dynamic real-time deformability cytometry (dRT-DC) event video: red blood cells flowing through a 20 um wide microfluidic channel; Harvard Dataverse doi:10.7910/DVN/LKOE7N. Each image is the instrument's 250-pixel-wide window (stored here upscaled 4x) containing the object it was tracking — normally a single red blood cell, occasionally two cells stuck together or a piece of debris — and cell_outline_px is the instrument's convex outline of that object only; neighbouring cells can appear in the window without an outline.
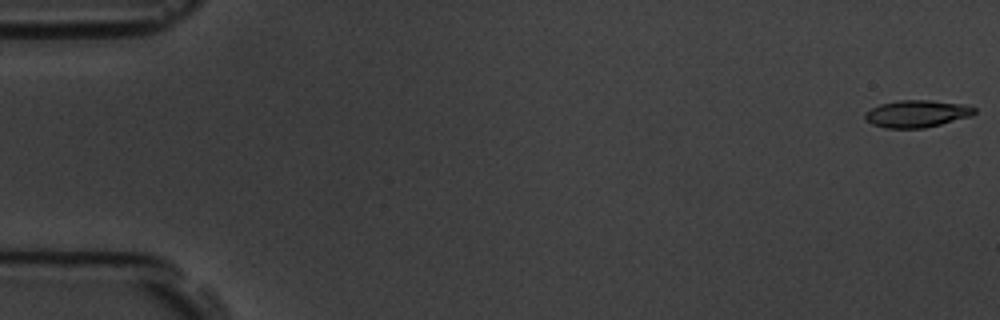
{"species": "common noctule bat (a hibernating species)", "species_latin": "Nyctalus noctula", "temperature_condition": "room temperature", "stored_images_in_passage": 6, "camera_frame_rate_fps": 3000, "um_per_image_px": 0.085, "animal": {"sex": "male", "body_mass_g": 19.5, "forearm_length_mm": 54.6}, "frame": {"image": 1, "passage_image": 1, "time_ms": 0.0, "image_size_px": [1000, 320], "cell_outline_px": [[976, 112], [972, 116], [924, 128], [884, 128], [872, 124], [864, 120], [864, 112], [880, 104], [896, 100], [928, 100], [964, 104], [976, 108]], "centroid_in_image_um": [77.91, 9.66], "position_along_channel_um": 7.1, "area_um2": 17.46}}
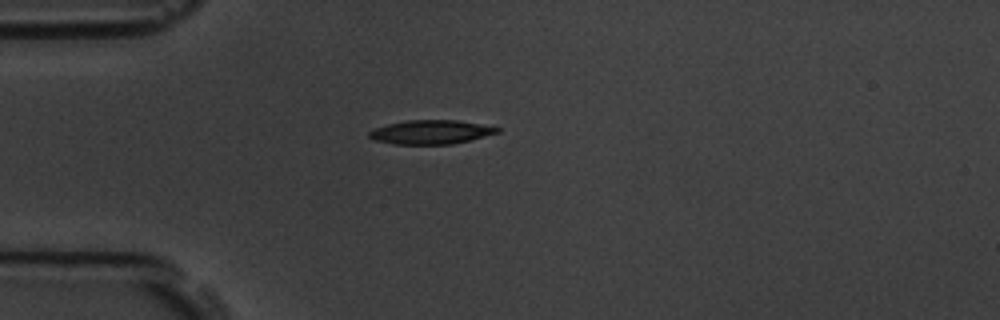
{"frame": {"image": 2, "passage_image": 5, "time_ms": 4.667, "image_size_px": [1000, 320], "cell_outline_px": [[500, 132], [452, 144], [392, 144], [372, 140], [368, 136], [368, 132], [376, 128], [388, 124], [408, 120], [456, 120], [480, 124], [500, 128]], "centroid_in_image_um": [36.58, 11.23], "position_along_channel_um": 48.4, "area_um2": 17.74}}